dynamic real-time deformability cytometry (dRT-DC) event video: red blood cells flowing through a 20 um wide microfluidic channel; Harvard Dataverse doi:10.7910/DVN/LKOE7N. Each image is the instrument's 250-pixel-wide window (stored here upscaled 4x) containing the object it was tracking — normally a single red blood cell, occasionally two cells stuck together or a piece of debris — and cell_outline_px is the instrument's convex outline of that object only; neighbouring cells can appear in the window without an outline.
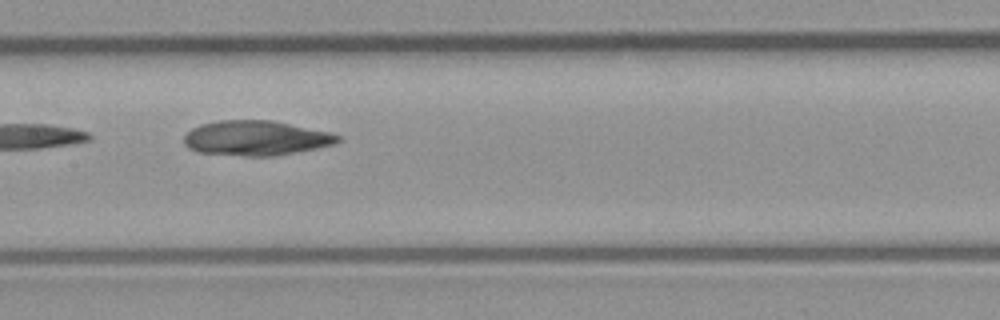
{"species": "common noctule bat (a hibernating species)", "species_latin": "Nyctalus noctula", "temperature_condition": "room temperature", "stored_images_in_passage": 9, "camera_frame_rate_fps": 3000, "um_per_image_px": 0.085, "animal": {"sex": "male", "body_mass_g": 23.1, "forearm_length_mm": 52.7}, "frame": {"image": 1, "passage_image": 6, "time_ms": 6.0, "image_size_px": [1000, 320], "cell_outline_px": [[340, 140], [336, 144], [296, 152], [272, 156], [244, 156], [200, 152], [188, 148], [184, 144], [184, 136], [192, 128], [200, 124], [220, 120], [272, 120], [332, 132], [340, 136]], "centroid_in_image_um": [21.77, 11.73], "position_along_channel_um": 185.6, "area_um2": 31.33}}
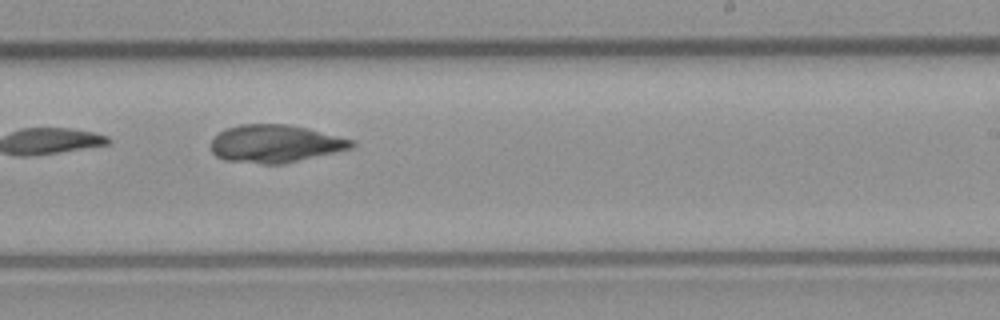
{"frame": {"image": 2, "passage_image": 8, "time_ms": 8.0, "image_size_px": [1000, 320], "cell_outline_px": [[356, 144], [352, 148], [284, 164], [264, 164], [224, 160], [216, 156], [212, 152], [212, 140], [220, 132], [228, 128], [240, 124], [288, 124], [356, 140]], "centroid_in_image_um": [23.42, 12.22], "position_along_channel_um": 265.6, "area_um2": 30.81}}
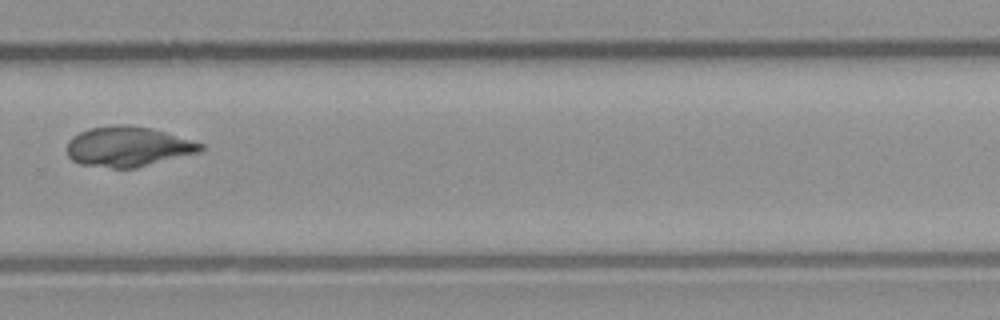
{"frame": {"image": 3, "passage_image": 9, "time_ms": 9.333, "image_size_px": [1000, 320], "cell_outline_px": [[204, 148], [200, 152], [136, 168], [112, 168], [80, 164], [72, 160], [68, 156], [68, 140], [72, 136], [88, 128], [116, 124], [124, 124], [152, 128], [204, 144]], "centroid_in_image_um": [10.87, 12.46], "position_along_channel_um": 318.9, "area_um2": 31.27}}